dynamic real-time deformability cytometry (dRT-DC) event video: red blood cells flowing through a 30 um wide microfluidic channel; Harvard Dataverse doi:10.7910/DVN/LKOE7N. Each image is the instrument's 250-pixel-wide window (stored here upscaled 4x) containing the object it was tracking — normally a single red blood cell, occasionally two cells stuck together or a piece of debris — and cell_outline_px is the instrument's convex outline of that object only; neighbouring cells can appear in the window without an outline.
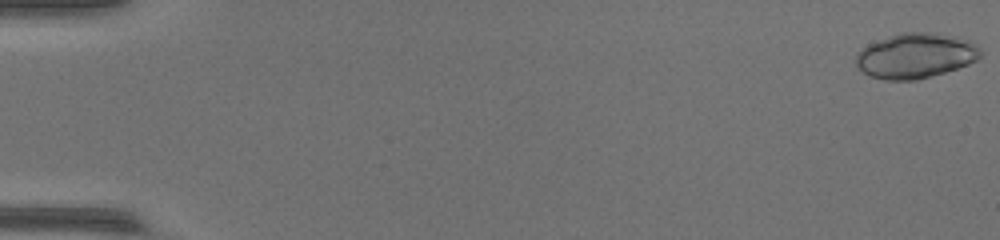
{"species": "common noctule bat (a hibernating species)", "species_latin": "Nyctalus noctula", "temperature_condition": "warm", "stored_images_in_passage": 49, "segment_of_instrument_passage": [1, 2], "camera_frame_rate_fps": 3000, "um_per_image_px": 0.085, "animal": {"sex": "female", "body_mass_g": 17.0, "forearm_length_mm": 48.0}, "frame": {"image": 1, "passage_image": 1, "time_ms": 0.0, "image_size_px": [1000, 240], "cell_outline_px": [[980, 56], [976, 60], [968, 64], [944, 72], [916, 80], [884, 80], [872, 76], [856, 68], [856, 52], [868, 44], [900, 32], [932, 32], [956, 36], [972, 40], [980, 48]], "centroid_in_image_um": [77.82, 4.72], "position_along_channel_um": 7.2, "area_um2": 32.83}}
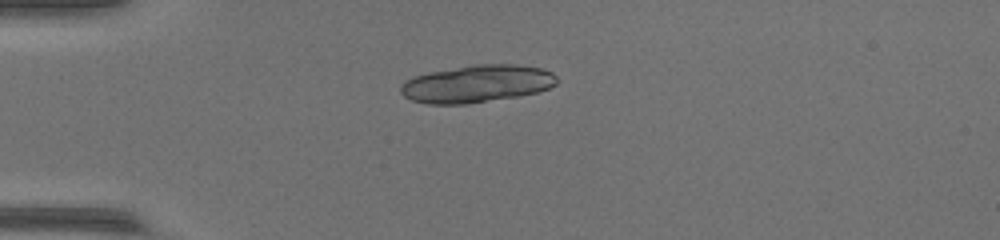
{"frame": {"image": 2, "passage_image": 14, "time_ms": 4.333, "image_size_px": [1000, 240], "cell_outline_px": [[560, 80], [556, 84], [548, 88], [536, 92], [516, 96], [468, 104], [428, 104], [412, 100], [404, 96], [400, 92], [400, 88], [404, 80], [412, 76], [428, 72], [472, 64], [516, 64], [540, 68], [552, 72]], "centroid_in_image_um": [40.51, 7.11], "position_along_channel_um": 44.5, "area_um2": 34.28}}